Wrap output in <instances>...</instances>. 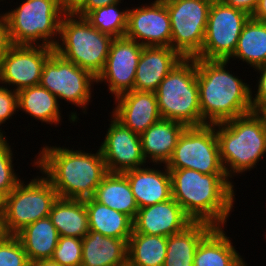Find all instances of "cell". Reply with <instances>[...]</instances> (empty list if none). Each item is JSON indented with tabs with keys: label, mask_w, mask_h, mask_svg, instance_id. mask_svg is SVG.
<instances>
[{
	"label": "cell",
	"mask_w": 266,
	"mask_h": 266,
	"mask_svg": "<svg viewBox=\"0 0 266 266\" xmlns=\"http://www.w3.org/2000/svg\"><path fill=\"white\" fill-rule=\"evenodd\" d=\"M122 0H87L85 6L76 14L85 17L89 12L104 6L116 4Z\"/></svg>",
	"instance_id": "obj_41"
},
{
	"label": "cell",
	"mask_w": 266,
	"mask_h": 266,
	"mask_svg": "<svg viewBox=\"0 0 266 266\" xmlns=\"http://www.w3.org/2000/svg\"><path fill=\"white\" fill-rule=\"evenodd\" d=\"M220 159L229 179L256 168L266 154V132L252 111L216 124Z\"/></svg>",
	"instance_id": "obj_4"
},
{
	"label": "cell",
	"mask_w": 266,
	"mask_h": 266,
	"mask_svg": "<svg viewBox=\"0 0 266 266\" xmlns=\"http://www.w3.org/2000/svg\"><path fill=\"white\" fill-rule=\"evenodd\" d=\"M186 126L161 118L140 135L142 154L146 162L166 165ZM148 159V160H147Z\"/></svg>",
	"instance_id": "obj_21"
},
{
	"label": "cell",
	"mask_w": 266,
	"mask_h": 266,
	"mask_svg": "<svg viewBox=\"0 0 266 266\" xmlns=\"http://www.w3.org/2000/svg\"><path fill=\"white\" fill-rule=\"evenodd\" d=\"M6 235L3 228V218L0 216V240Z\"/></svg>",
	"instance_id": "obj_46"
},
{
	"label": "cell",
	"mask_w": 266,
	"mask_h": 266,
	"mask_svg": "<svg viewBox=\"0 0 266 266\" xmlns=\"http://www.w3.org/2000/svg\"><path fill=\"white\" fill-rule=\"evenodd\" d=\"M251 16L213 0L210 6L203 47L196 58L228 60L235 52L244 25Z\"/></svg>",
	"instance_id": "obj_12"
},
{
	"label": "cell",
	"mask_w": 266,
	"mask_h": 266,
	"mask_svg": "<svg viewBox=\"0 0 266 266\" xmlns=\"http://www.w3.org/2000/svg\"><path fill=\"white\" fill-rule=\"evenodd\" d=\"M5 137H0V190L8 195L21 179L14 172L13 149Z\"/></svg>",
	"instance_id": "obj_33"
},
{
	"label": "cell",
	"mask_w": 266,
	"mask_h": 266,
	"mask_svg": "<svg viewBox=\"0 0 266 266\" xmlns=\"http://www.w3.org/2000/svg\"><path fill=\"white\" fill-rule=\"evenodd\" d=\"M110 118L106 136L99 147L107 172L125 173L147 165L140 135L125 127L112 114Z\"/></svg>",
	"instance_id": "obj_15"
},
{
	"label": "cell",
	"mask_w": 266,
	"mask_h": 266,
	"mask_svg": "<svg viewBox=\"0 0 266 266\" xmlns=\"http://www.w3.org/2000/svg\"><path fill=\"white\" fill-rule=\"evenodd\" d=\"M193 221L173 199L139 208L133 220V232L169 237L183 231Z\"/></svg>",
	"instance_id": "obj_17"
},
{
	"label": "cell",
	"mask_w": 266,
	"mask_h": 266,
	"mask_svg": "<svg viewBox=\"0 0 266 266\" xmlns=\"http://www.w3.org/2000/svg\"><path fill=\"white\" fill-rule=\"evenodd\" d=\"M166 167L192 169L203 174H226L220 159L216 124L186 127Z\"/></svg>",
	"instance_id": "obj_10"
},
{
	"label": "cell",
	"mask_w": 266,
	"mask_h": 266,
	"mask_svg": "<svg viewBox=\"0 0 266 266\" xmlns=\"http://www.w3.org/2000/svg\"><path fill=\"white\" fill-rule=\"evenodd\" d=\"M64 15H76L86 4L87 0H58Z\"/></svg>",
	"instance_id": "obj_40"
},
{
	"label": "cell",
	"mask_w": 266,
	"mask_h": 266,
	"mask_svg": "<svg viewBox=\"0 0 266 266\" xmlns=\"http://www.w3.org/2000/svg\"><path fill=\"white\" fill-rule=\"evenodd\" d=\"M253 112L260 119L262 126L266 132V104L257 106Z\"/></svg>",
	"instance_id": "obj_43"
},
{
	"label": "cell",
	"mask_w": 266,
	"mask_h": 266,
	"mask_svg": "<svg viewBox=\"0 0 266 266\" xmlns=\"http://www.w3.org/2000/svg\"><path fill=\"white\" fill-rule=\"evenodd\" d=\"M143 166L123 173L134 195L138 208H144L172 198L171 174L166 165L160 168Z\"/></svg>",
	"instance_id": "obj_19"
},
{
	"label": "cell",
	"mask_w": 266,
	"mask_h": 266,
	"mask_svg": "<svg viewBox=\"0 0 266 266\" xmlns=\"http://www.w3.org/2000/svg\"><path fill=\"white\" fill-rule=\"evenodd\" d=\"M18 112L17 105V92L13 89L0 85V126L14 116ZM0 136H5V133L1 130ZM4 133V134H3Z\"/></svg>",
	"instance_id": "obj_36"
},
{
	"label": "cell",
	"mask_w": 266,
	"mask_h": 266,
	"mask_svg": "<svg viewBox=\"0 0 266 266\" xmlns=\"http://www.w3.org/2000/svg\"><path fill=\"white\" fill-rule=\"evenodd\" d=\"M59 38L54 50L97 78L105 67L114 38L77 15H63Z\"/></svg>",
	"instance_id": "obj_6"
},
{
	"label": "cell",
	"mask_w": 266,
	"mask_h": 266,
	"mask_svg": "<svg viewBox=\"0 0 266 266\" xmlns=\"http://www.w3.org/2000/svg\"><path fill=\"white\" fill-rule=\"evenodd\" d=\"M6 204V194L0 190V216L3 218Z\"/></svg>",
	"instance_id": "obj_45"
},
{
	"label": "cell",
	"mask_w": 266,
	"mask_h": 266,
	"mask_svg": "<svg viewBox=\"0 0 266 266\" xmlns=\"http://www.w3.org/2000/svg\"><path fill=\"white\" fill-rule=\"evenodd\" d=\"M97 78L89 71L78 67L54 51L46 60L40 85L50 91L57 99L81 108L83 113L92 98V87Z\"/></svg>",
	"instance_id": "obj_11"
},
{
	"label": "cell",
	"mask_w": 266,
	"mask_h": 266,
	"mask_svg": "<svg viewBox=\"0 0 266 266\" xmlns=\"http://www.w3.org/2000/svg\"><path fill=\"white\" fill-rule=\"evenodd\" d=\"M12 45L13 44L9 35L8 20L3 12L0 14V64Z\"/></svg>",
	"instance_id": "obj_38"
},
{
	"label": "cell",
	"mask_w": 266,
	"mask_h": 266,
	"mask_svg": "<svg viewBox=\"0 0 266 266\" xmlns=\"http://www.w3.org/2000/svg\"><path fill=\"white\" fill-rule=\"evenodd\" d=\"M182 59L171 47L143 46L136 68L134 90L155 92L160 82Z\"/></svg>",
	"instance_id": "obj_20"
},
{
	"label": "cell",
	"mask_w": 266,
	"mask_h": 266,
	"mask_svg": "<svg viewBox=\"0 0 266 266\" xmlns=\"http://www.w3.org/2000/svg\"><path fill=\"white\" fill-rule=\"evenodd\" d=\"M51 260L61 266H81L82 239L60 236Z\"/></svg>",
	"instance_id": "obj_34"
},
{
	"label": "cell",
	"mask_w": 266,
	"mask_h": 266,
	"mask_svg": "<svg viewBox=\"0 0 266 266\" xmlns=\"http://www.w3.org/2000/svg\"><path fill=\"white\" fill-rule=\"evenodd\" d=\"M129 239L112 238L89 231L82 238L81 266H125Z\"/></svg>",
	"instance_id": "obj_22"
},
{
	"label": "cell",
	"mask_w": 266,
	"mask_h": 266,
	"mask_svg": "<svg viewBox=\"0 0 266 266\" xmlns=\"http://www.w3.org/2000/svg\"><path fill=\"white\" fill-rule=\"evenodd\" d=\"M114 99L112 115L134 133L141 135L161 119L155 92L132 90Z\"/></svg>",
	"instance_id": "obj_18"
},
{
	"label": "cell",
	"mask_w": 266,
	"mask_h": 266,
	"mask_svg": "<svg viewBox=\"0 0 266 266\" xmlns=\"http://www.w3.org/2000/svg\"><path fill=\"white\" fill-rule=\"evenodd\" d=\"M54 51L42 45H12L0 64V84L12 85L15 92L39 85L44 64Z\"/></svg>",
	"instance_id": "obj_13"
},
{
	"label": "cell",
	"mask_w": 266,
	"mask_h": 266,
	"mask_svg": "<svg viewBox=\"0 0 266 266\" xmlns=\"http://www.w3.org/2000/svg\"><path fill=\"white\" fill-rule=\"evenodd\" d=\"M225 227H214L199 243L193 266H247Z\"/></svg>",
	"instance_id": "obj_23"
},
{
	"label": "cell",
	"mask_w": 266,
	"mask_h": 266,
	"mask_svg": "<svg viewBox=\"0 0 266 266\" xmlns=\"http://www.w3.org/2000/svg\"><path fill=\"white\" fill-rule=\"evenodd\" d=\"M172 198L193 222L225 227L233 211L235 191L226 174H203L192 169H168Z\"/></svg>",
	"instance_id": "obj_1"
},
{
	"label": "cell",
	"mask_w": 266,
	"mask_h": 266,
	"mask_svg": "<svg viewBox=\"0 0 266 266\" xmlns=\"http://www.w3.org/2000/svg\"><path fill=\"white\" fill-rule=\"evenodd\" d=\"M30 263L51 259L59 241V233L49 217L39 219L15 235Z\"/></svg>",
	"instance_id": "obj_24"
},
{
	"label": "cell",
	"mask_w": 266,
	"mask_h": 266,
	"mask_svg": "<svg viewBox=\"0 0 266 266\" xmlns=\"http://www.w3.org/2000/svg\"><path fill=\"white\" fill-rule=\"evenodd\" d=\"M121 2L97 8L89 12L85 19L100 32L113 38L125 37L127 30L128 9L120 11Z\"/></svg>",
	"instance_id": "obj_32"
},
{
	"label": "cell",
	"mask_w": 266,
	"mask_h": 266,
	"mask_svg": "<svg viewBox=\"0 0 266 266\" xmlns=\"http://www.w3.org/2000/svg\"><path fill=\"white\" fill-rule=\"evenodd\" d=\"M142 49L143 46L134 40L126 37L114 38L105 67L98 75L96 83H106L109 93L115 95V98L134 90L136 68Z\"/></svg>",
	"instance_id": "obj_14"
},
{
	"label": "cell",
	"mask_w": 266,
	"mask_h": 266,
	"mask_svg": "<svg viewBox=\"0 0 266 266\" xmlns=\"http://www.w3.org/2000/svg\"><path fill=\"white\" fill-rule=\"evenodd\" d=\"M59 102L55 95L40 84L17 92L18 111L50 125L56 126L61 122Z\"/></svg>",
	"instance_id": "obj_29"
},
{
	"label": "cell",
	"mask_w": 266,
	"mask_h": 266,
	"mask_svg": "<svg viewBox=\"0 0 266 266\" xmlns=\"http://www.w3.org/2000/svg\"><path fill=\"white\" fill-rule=\"evenodd\" d=\"M253 70H257V74L259 73L260 76L257 77L258 83L256 86L258 87L257 91H253L254 93L256 92L255 97L252 95V88H251V106L252 109L254 110L257 106L260 105H265L266 104V65L257 67Z\"/></svg>",
	"instance_id": "obj_37"
},
{
	"label": "cell",
	"mask_w": 266,
	"mask_h": 266,
	"mask_svg": "<svg viewBox=\"0 0 266 266\" xmlns=\"http://www.w3.org/2000/svg\"><path fill=\"white\" fill-rule=\"evenodd\" d=\"M49 218L60 236L82 239L90 231L83 199L58 197L52 205Z\"/></svg>",
	"instance_id": "obj_26"
},
{
	"label": "cell",
	"mask_w": 266,
	"mask_h": 266,
	"mask_svg": "<svg viewBox=\"0 0 266 266\" xmlns=\"http://www.w3.org/2000/svg\"><path fill=\"white\" fill-rule=\"evenodd\" d=\"M171 23V43L182 58H196L203 47L213 0H162Z\"/></svg>",
	"instance_id": "obj_9"
},
{
	"label": "cell",
	"mask_w": 266,
	"mask_h": 266,
	"mask_svg": "<svg viewBox=\"0 0 266 266\" xmlns=\"http://www.w3.org/2000/svg\"><path fill=\"white\" fill-rule=\"evenodd\" d=\"M228 63V60L196 58L200 110L205 125L223 123L253 111L252 86L230 73L226 69Z\"/></svg>",
	"instance_id": "obj_3"
},
{
	"label": "cell",
	"mask_w": 266,
	"mask_h": 266,
	"mask_svg": "<svg viewBox=\"0 0 266 266\" xmlns=\"http://www.w3.org/2000/svg\"><path fill=\"white\" fill-rule=\"evenodd\" d=\"M5 15L13 45H57L64 15L58 0H25Z\"/></svg>",
	"instance_id": "obj_7"
},
{
	"label": "cell",
	"mask_w": 266,
	"mask_h": 266,
	"mask_svg": "<svg viewBox=\"0 0 266 266\" xmlns=\"http://www.w3.org/2000/svg\"><path fill=\"white\" fill-rule=\"evenodd\" d=\"M30 266H61L60 264L52 261L51 259L47 260H38L30 263Z\"/></svg>",
	"instance_id": "obj_44"
},
{
	"label": "cell",
	"mask_w": 266,
	"mask_h": 266,
	"mask_svg": "<svg viewBox=\"0 0 266 266\" xmlns=\"http://www.w3.org/2000/svg\"><path fill=\"white\" fill-rule=\"evenodd\" d=\"M214 228L205 222H192L183 231L167 237V252L163 266H193L200 241Z\"/></svg>",
	"instance_id": "obj_25"
},
{
	"label": "cell",
	"mask_w": 266,
	"mask_h": 266,
	"mask_svg": "<svg viewBox=\"0 0 266 266\" xmlns=\"http://www.w3.org/2000/svg\"><path fill=\"white\" fill-rule=\"evenodd\" d=\"M20 180L16 187L6 195L3 228L6 235H16L26 226L39 219L49 217L52 205L58 198L50 180L42 173L29 179Z\"/></svg>",
	"instance_id": "obj_8"
},
{
	"label": "cell",
	"mask_w": 266,
	"mask_h": 266,
	"mask_svg": "<svg viewBox=\"0 0 266 266\" xmlns=\"http://www.w3.org/2000/svg\"><path fill=\"white\" fill-rule=\"evenodd\" d=\"M93 198L118 212L124 213L132 220L138 212L129 181L123 173L108 172L96 188Z\"/></svg>",
	"instance_id": "obj_28"
},
{
	"label": "cell",
	"mask_w": 266,
	"mask_h": 266,
	"mask_svg": "<svg viewBox=\"0 0 266 266\" xmlns=\"http://www.w3.org/2000/svg\"><path fill=\"white\" fill-rule=\"evenodd\" d=\"M0 266H30L27 254L15 235L0 240Z\"/></svg>",
	"instance_id": "obj_35"
},
{
	"label": "cell",
	"mask_w": 266,
	"mask_h": 266,
	"mask_svg": "<svg viewBox=\"0 0 266 266\" xmlns=\"http://www.w3.org/2000/svg\"><path fill=\"white\" fill-rule=\"evenodd\" d=\"M227 6L240 9L250 16L257 8L259 0H221Z\"/></svg>",
	"instance_id": "obj_39"
},
{
	"label": "cell",
	"mask_w": 266,
	"mask_h": 266,
	"mask_svg": "<svg viewBox=\"0 0 266 266\" xmlns=\"http://www.w3.org/2000/svg\"><path fill=\"white\" fill-rule=\"evenodd\" d=\"M84 201L90 231L112 238H130L133 232V220L129 216L97 202L93 197Z\"/></svg>",
	"instance_id": "obj_27"
},
{
	"label": "cell",
	"mask_w": 266,
	"mask_h": 266,
	"mask_svg": "<svg viewBox=\"0 0 266 266\" xmlns=\"http://www.w3.org/2000/svg\"><path fill=\"white\" fill-rule=\"evenodd\" d=\"M167 252V237L132 233L128 240L129 266H163Z\"/></svg>",
	"instance_id": "obj_31"
},
{
	"label": "cell",
	"mask_w": 266,
	"mask_h": 266,
	"mask_svg": "<svg viewBox=\"0 0 266 266\" xmlns=\"http://www.w3.org/2000/svg\"><path fill=\"white\" fill-rule=\"evenodd\" d=\"M251 17L266 22V0H259L257 8Z\"/></svg>",
	"instance_id": "obj_42"
},
{
	"label": "cell",
	"mask_w": 266,
	"mask_h": 266,
	"mask_svg": "<svg viewBox=\"0 0 266 266\" xmlns=\"http://www.w3.org/2000/svg\"><path fill=\"white\" fill-rule=\"evenodd\" d=\"M242 60L252 68L266 65V22L252 17L246 22L234 54L228 59Z\"/></svg>",
	"instance_id": "obj_30"
},
{
	"label": "cell",
	"mask_w": 266,
	"mask_h": 266,
	"mask_svg": "<svg viewBox=\"0 0 266 266\" xmlns=\"http://www.w3.org/2000/svg\"><path fill=\"white\" fill-rule=\"evenodd\" d=\"M125 37L142 46L170 47L171 23L165 3L155 0L129 8Z\"/></svg>",
	"instance_id": "obj_16"
},
{
	"label": "cell",
	"mask_w": 266,
	"mask_h": 266,
	"mask_svg": "<svg viewBox=\"0 0 266 266\" xmlns=\"http://www.w3.org/2000/svg\"><path fill=\"white\" fill-rule=\"evenodd\" d=\"M155 93L161 118L186 127L205 125L200 110L196 58H183L177 63Z\"/></svg>",
	"instance_id": "obj_5"
},
{
	"label": "cell",
	"mask_w": 266,
	"mask_h": 266,
	"mask_svg": "<svg viewBox=\"0 0 266 266\" xmlns=\"http://www.w3.org/2000/svg\"><path fill=\"white\" fill-rule=\"evenodd\" d=\"M36 157L33 167L50 180L59 198L84 200L93 197L108 173L100 149L96 153H87L46 145Z\"/></svg>",
	"instance_id": "obj_2"
}]
</instances>
